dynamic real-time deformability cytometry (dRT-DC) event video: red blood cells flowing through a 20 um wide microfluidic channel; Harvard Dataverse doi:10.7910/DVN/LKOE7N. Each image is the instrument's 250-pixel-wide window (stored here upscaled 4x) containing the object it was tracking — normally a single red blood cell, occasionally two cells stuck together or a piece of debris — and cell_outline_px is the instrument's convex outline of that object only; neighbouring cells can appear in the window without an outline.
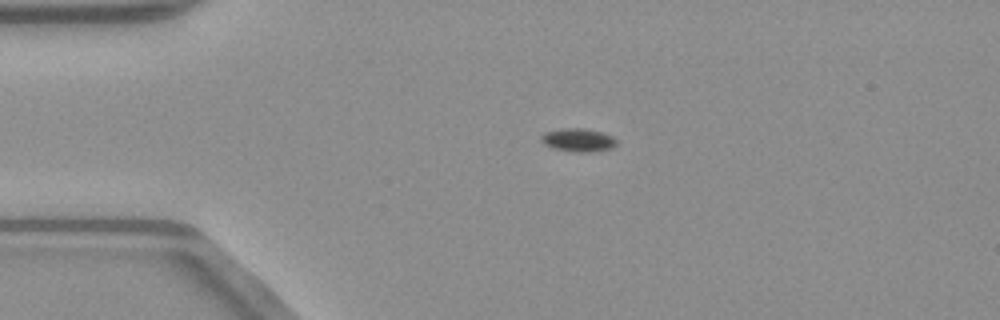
{"species": "common noctule bat (a hibernating species)", "species_latin": "Nyctalus noctula", "temperature_condition": "warm", "stored_images_in_passage": 53, "camera_frame_rate_fps": 3000, "um_per_image_px": 0.085, "animal": {"sex": "male", "body_mass_g": 23.1, "forearm_length_mm": 52.7}, "frame": {"image": 1, "passage_image": 13, "time_ms": 4.0, "image_size_px": [1000, 320], "cell_outline_px": [[616, 144], [612, 148], [588, 152], [580, 152], [552, 148], [544, 144], [540, 140], [540, 136], [544, 132], [564, 128], [584, 128], [600, 132], [612, 136], [616, 140]], "centroid_in_image_um": [49.11, 11.89], "position_along_channel_um": 35.9, "area_um2": 10.12}}
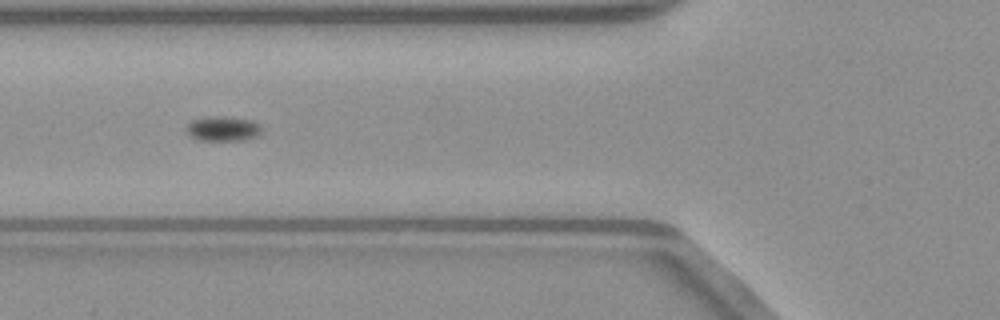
{"frame": {"image": 2, "passage_image": 21, "time_ms": 6.667, "image_size_px": [1000, 320], "cell_outline_px": [[260, 132], [256, 136], [248, 140], [200, 140], [192, 136], [184, 128], [192, 120], [212, 116], [220, 116], [252, 120], [260, 124]], "centroid_in_image_um": [18.96, 10.94], "position_along_channel_um": 106.8, "area_um2": 10.75}}